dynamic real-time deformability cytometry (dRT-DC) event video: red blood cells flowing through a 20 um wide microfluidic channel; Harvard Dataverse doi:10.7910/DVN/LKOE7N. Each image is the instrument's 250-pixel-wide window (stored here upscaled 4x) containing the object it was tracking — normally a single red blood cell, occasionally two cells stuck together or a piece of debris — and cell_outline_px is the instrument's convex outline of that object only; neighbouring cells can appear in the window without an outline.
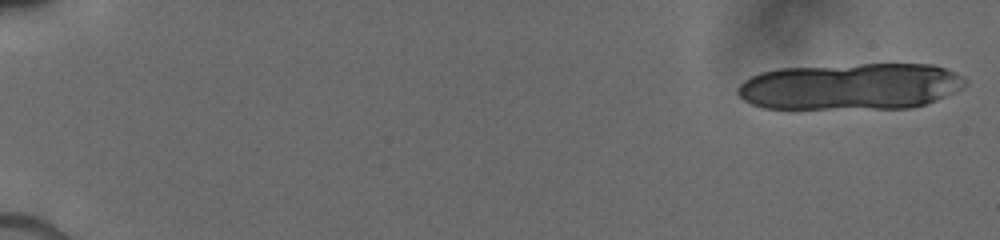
{"species": "human", "species_latin": "Homo sapiens", "temperature_condition": "cold", "stored_images_in_passage": 6, "camera_frame_rate_fps": 3000, "um_per_image_px": 0.085, "donor": {"sex": "male"}, "frame": {"image": 1, "passage_image": 1, "time_ms": 0.0, "image_size_px": [1000, 240], "cell_outline_px": [[968, 84], [936, 100], [924, 104], [908, 108], [764, 108], [752, 104], [744, 100], [736, 92], [736, 88], [744, 80], [760, 72], [780, 68], [860, 64], [932, 64], [956, 72], [968, 80]], "centroid_in_image_um": [72.29, 7.34], "position_along_channel_um": 12.7, "area_um2": 61.79}}
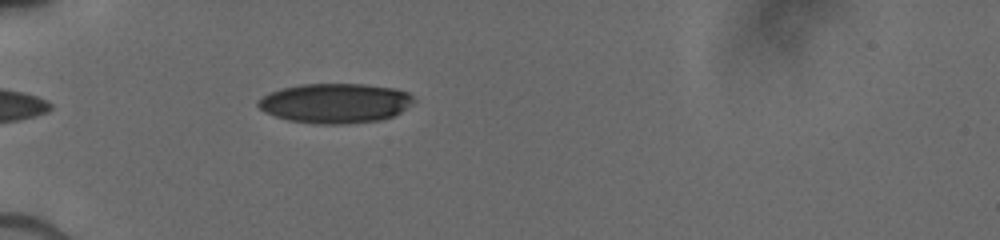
{"frame": {"image": 2, "passage_image": 6, "time_ms": 5.667, "image_size_px": [1000, 240], "cell_outline_px": [[416, 100], [400, 112], [392, 116], [380, 120], [344, 124], [320, 124], [288, 120], [264, 112], [256, 104], [256, 100], [268, 92], [280, 88], [300, 84], [364, 84], [396, 88], [408, 92]], "centroid_in_image_um": [28.46, 8.76], "position_along_channel_um": 56.5, "area_um2": 36.24}}